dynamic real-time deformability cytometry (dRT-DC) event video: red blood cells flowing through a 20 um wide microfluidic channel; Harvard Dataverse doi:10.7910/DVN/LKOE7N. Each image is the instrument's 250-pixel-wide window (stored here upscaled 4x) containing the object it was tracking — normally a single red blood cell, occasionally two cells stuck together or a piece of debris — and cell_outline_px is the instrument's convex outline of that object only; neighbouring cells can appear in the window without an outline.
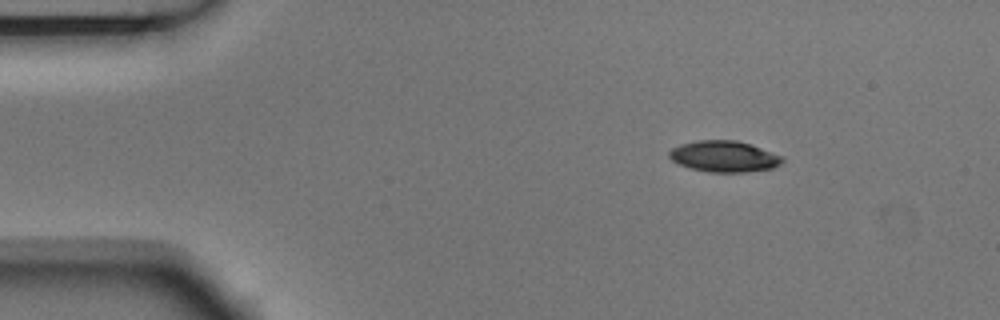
{"species": "Egyptian fruit bat (a non-hibernating species)", "species_latin": "Rousettus aegyptiacus", "temperature_condition": "room temperature", "stored_images_in_passage": 4, "camera_frame_rate_fps": 3000, "um_per_image_px": 0.085, "animal": {"sex": "male"}, "frame": {"image": 1, "passage_image": 1, "time_ms": 0.0, "image_size_px": [1000, 320], "cell_outline_px": [[784, 160], [780, 164], [772, 168], [744, 172], [708, 172], [692, 168], [680, 164], [672, 160], [668, 156], [668, 152], [672, 148], [680, 144], [696, 140], [736, 140], [784, 156]], "centroid_in_image_um": [61.53, 13.29], "position_along_channel_um": 23.5, "area_um2": 20.4}}
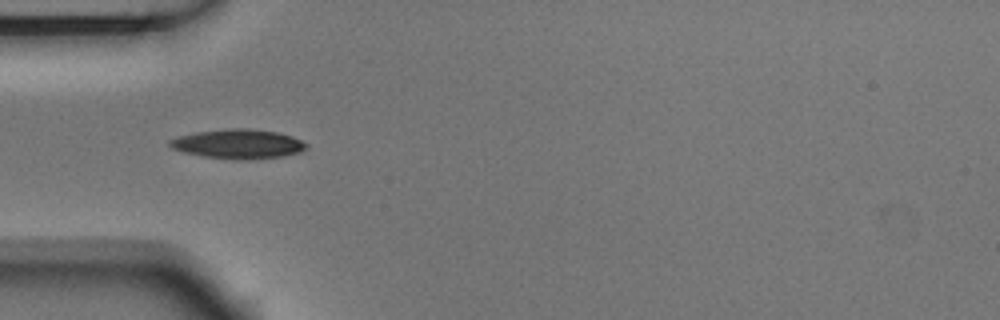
{"frame": {"image": 2, "passage_image": 3, "time_ms": 0.667, "image_size_px": [1000, 320], "cell_outline_px": [[308, 148], [300, 152], [280, 156], [248, 160], [236, 160], [204, 156], [184, 152], [172, 148], [168, 144], [168, 140], [180, 136], [196, 132], [232, 128], [244, 128], [280, 132], [292, 136], [308, 144]], "centroid_in_image_um": [20.26, 12.23], "position_along_channel_um": 64.7, "area_um2": 23.35}}
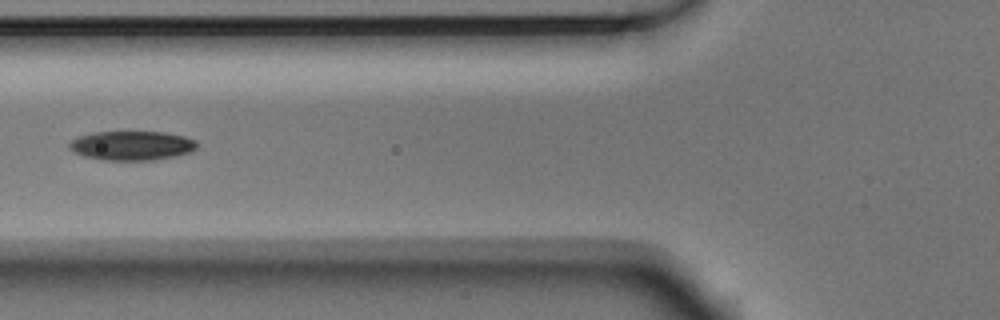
{"frame": {"image": 3, "passage_image": 4, "time_ms": 1.0, "image_size_px": [1000, 320], "cell_outline_px": [[196, 148], [192, 152], [176, 156], [152, 160], [104, 160], [84, 156], [68, 148], [68, 144], [72, 140], [80, 136], [92, 132], [164, 132], [184, 136], [196, 140]], "centroid_in_image_um": [11.22, 12.37], "position_along_channel_um": 114.6, "area_um2": 21.73}}